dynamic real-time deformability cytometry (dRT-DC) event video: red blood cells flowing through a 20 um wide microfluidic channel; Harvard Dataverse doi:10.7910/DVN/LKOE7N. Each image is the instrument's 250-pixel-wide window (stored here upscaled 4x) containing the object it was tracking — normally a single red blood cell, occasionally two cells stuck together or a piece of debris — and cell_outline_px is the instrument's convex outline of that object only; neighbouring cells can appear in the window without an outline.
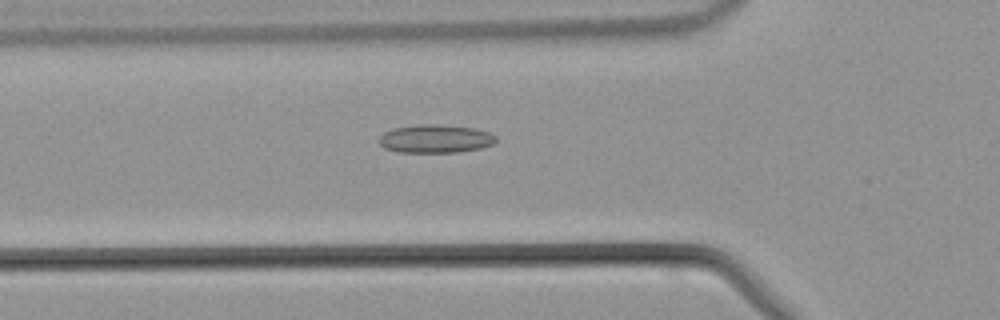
{"species": "common noctule bat (a hibernating species)", "species_latin": "Nyctalus noctula", "temperature_condition": "warm", "stored_images_in_passage": 40, "camera_frame_rate_fps": 3000, "um_per_image_px": 0.085, "animal": {"sex": "male", "body_mass_g": 21.5, "forearm_length_mm": 52.0}, "frame": {"image": 1, "passage_image": 14, "time_ms": 4.333, "image_size_px": [1000, 320], "cell_outline_px": [[496, 140], [492, 144], [480, 148], [460, 152], [396, 152], [384, 148], [380, 144], [380, 136], [384, 132], [392, 128], [420, 124], [440, 124], [476, 128], [488, 132], [496, 136]], "centroid_in_image_um": [37.0, 11.79], "position_along_channel_um": 88.8, "area_um2": 19.36}}
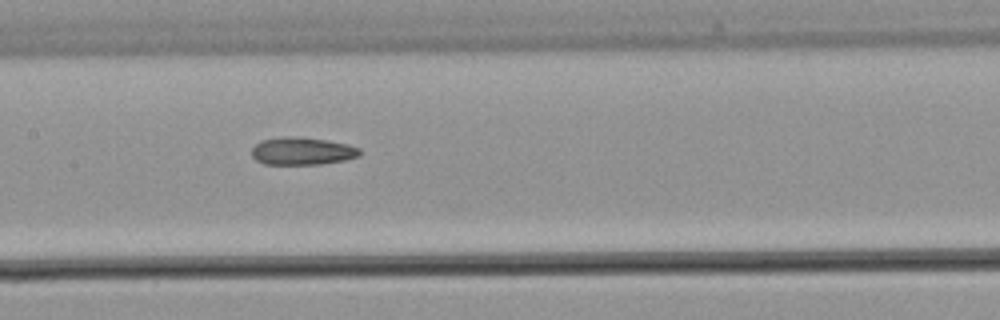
{"frame": {"image": 2, "passage_image": 20, "time_ms": 6.333, "image_size_px": [1000, 320], "cell_outline_px": [[360, 156], [344, 160], [320, 164], [264, 164], [256, 160], [252, 156], [252, 148], [260, 140], [288, 136], [296, 136], [328, 140], [348, 144], [360, 148]], "centroid_in_image_um": [25.69, 12.83], "position_along_channel_um": 181.7, "area_um2": 17.46}}
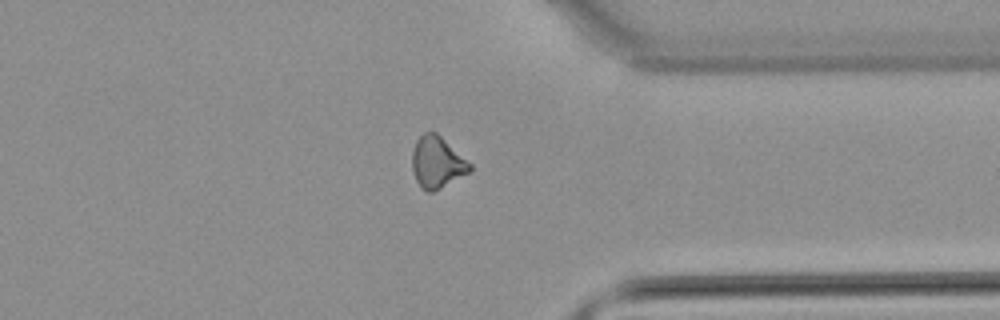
{"frame": {"image": 3, "passage_image": 33, "time_ms": 10.667, "image_size_px": [1000, 320], "cell_outline_px": [[472, 168], [468, 172], [440, 188], [432, 192], [428, 192], [420, 188], [412, 172], [412, 152], [416, 140], [424, 132], [436, 132], [472, 164]], "centroid_in_image_um": [37.12, 13.8], "position_along_channel_um": 374.3, "area_um2": 17.22}}